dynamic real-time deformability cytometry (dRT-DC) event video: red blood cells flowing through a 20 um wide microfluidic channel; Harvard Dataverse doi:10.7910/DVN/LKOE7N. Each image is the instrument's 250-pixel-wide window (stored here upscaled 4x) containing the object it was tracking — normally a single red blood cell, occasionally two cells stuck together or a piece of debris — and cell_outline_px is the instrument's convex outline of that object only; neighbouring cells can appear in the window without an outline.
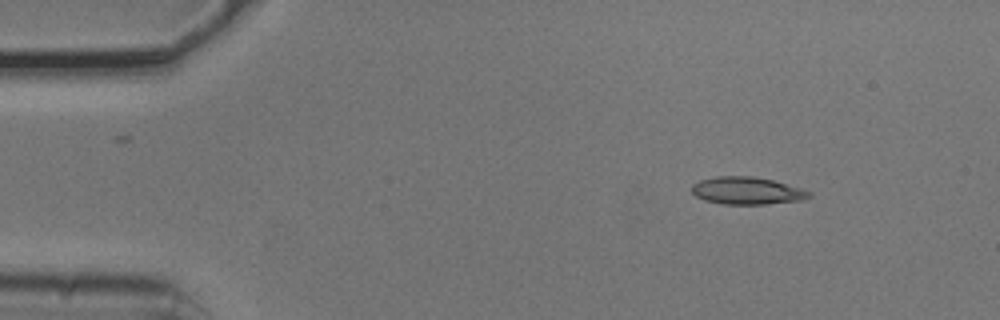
{"species": "common noctule bat (a hibernating species)", "species_latin": "Nyctalus noctula", "temperature_condition": "cold", "stored_images_in_passage": 4, "camera_frame_rate_fps": 3000, "um_per_image_px": 0.085, "animal": {"sex": "male", "body_mass_g": 20.5, "forearm_length_mm": 52.5}, "frame": {"image": 1, "passage_image": 1, "time_ms": 0.0, "image_size_px": [1000, 320], "cell_outline_px": [[812, 196], [800, 200], [768, 204], [724, 204], [704, 200], [696, 196], [692, 192], [692, 184], [700, 180], [716, 176], [752, 176], [772, 180], [804, 188], [812, 192]], "centroid_in_image_um": [63.52, 16.21], "position_along_channel_um": 21.5, "area_um2": 18.84}}
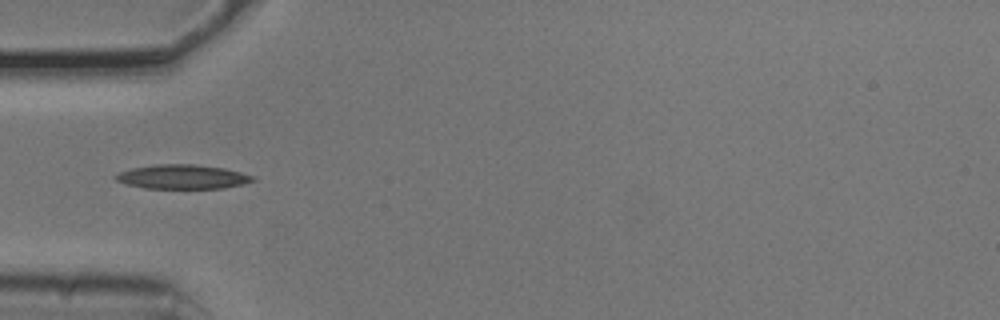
{"frame": {"image": 2, "passage_image": 4, "time_ms": 1.0, "image_size_px": [1000, 320], "cell_outline_px": [[256, 180], [244, 184], [224, 188], [144, 188], [124, 184], [116, 180], [112, 176], [120, 172], [132, 168], [156, 164], [192, 164], [224, 168], [256, 176]], "centroid_in_image_um": [15.51, 15.03], "position_along_channel_um": 69.5, "area_um2": 19.48}}